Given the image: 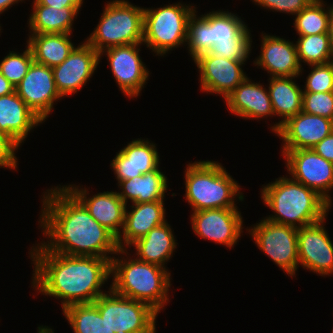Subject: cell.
I'll list each match as a JSON object with an SVG mask.
<instances>
[{
	"mask_svg": "<svg viewBox=\"0 0 333 333\" xmlns=\"http://www.w3.org/2000/svg\"><path fill=\"white\" fill-rule=\"evenodd\" d=\"M59 186L46 190L42 197L43 209L38 222L49 241L41 244L49 251L64 255L111 260L112 254L119 250L117 237L99 224L65 186Z\"/></svg>",
	"mask_w": 333,
	"mask_h": 333,
	"instance_id": "6da1fadb",
	"label": "cell"
},
{
	"mask_svg": "<svg viewBox=\"0 0 333 333\" xmlns=\"http://www.w3.org/2000/svg\"><path fill=\"white\" fill-rule=\"evenodd\" d=\"M32 286L45 296L61 299L62 310L74 304L93 303L107 291L111 260L97 256H69L47 250L41 243L30 249ZM103 285V286H102Z\"/></svg>",
	"mask_w": 333,
	"mask_h": 333,
	"instance_id": "7a4b0ae2",
	"label": "cell"
},
{
	"mask_svg": "<svg viewBox=\"0 0 333 333\" xmlns=\"http://www.w3.org/2000/svg\"><path fill=\"white\" fill-rule=\"evenodd\" d=\"M261 199L275 214L265 219L298 229L322 220L331 208L315 190L287 176L264 185Z\"/></svg>",
	"mask_w": 333,
	"mask_h": 333,
	"instance_id": "3957f363",
	"label": "cell"
},
{
	"mask_svg": "<svg viewBox=\"0 0 333 333\" xmlns=\"http://www.w3.org/2000/svg\"><path fill=\"white\" fill-rule=\"evenodd\" d=\"M118 254H122L123 258L121 255L111 259L113 278L110 288L126 298L149 304L159 313L169 303L168 292L172 278L168 269L137 258L132 259L127 249H119ZM125 254L129 256L125 258Z\"/></svg>",
	"mask_w": 333,
	"mask_h": 333,
	"instance_id": "277c9868",
	"label": "cell"
},
{
	"mask_svg": "<svg viewBox=\"0 0 333 333\" xmlns=\"http://www.w3.org/2000/svg\"><path fill=\"white\" fill-rule=\"evenodd\" d=\"M184 175L186 188L184 197L193 212L238 208L235 204L236 196L240 201L244 200L239 183L217 161L189 163Z\"/></svg>",
	"mask_w": 333,
	"mask_h": 333,
	"instance_id": "5b68a950",
	"label": "cell"
},
{
	"mask_svg": "<svg viewBox=\"0 0 333 333\" xmlns=\"http://www.w3.org/2000/svg\"><path fill=\"white\" fill-rule=\"evenodd\" d=\"M144 8L127 0L106 3L100 21L86 42L98 53L120 45L143 43Z\"/></svg>",
	"mask_w": 333,
	"mask_h": 333,
	"instance_id": "8992f818",
	"label": "cell"
},
{
	"mask_svg": "<svg viewBox=\"0 0 333 333\" xmlns=\"http://www.w3.org/2000/svg\"><path fill=\"white\" fill-rule=\"evenodd\" d=\"M193 5L174 3L159 8H144L143 43L158 56H163L187 43L189 17Z\"/></svg>",
	"mask_w": 333,
	"mask_h": 333,
	"instance_id": "52a82bcc",
	"label": "cell"
},
{
	"mask_svg": "<svg viewBox=\"0 0 333 333\" xmlns=\"http://www.w3.org/2000/svg\"><path fill=\"white\" fill-rule=\"evenodd\" d=\"M93 304L114 333H156L159 313L147 303L126 298L109 288Z\"/></svg>",
	"mask_w": 333,
	"mask_h": 333,
	"instance_id": "ba28073f",
	"label": "cell"
},
{
	"mask_svg": "<svg viewBox=\"0 0 333 333\" xmlns=\"http://www.w3.org/2000/svg\"><path fill=\"white\" fill-rule=\"evenodd\" d=\"M255 245L290 277L296 275L299 266L298 228L260 220L246 229Z\"/></svg>",
	"mask_w": 333,
	"mask_h": 333,
	"instance_id": "9c48e42d",
	"label": "cell"
},
{
	"mask_svg": "<svg viewBox=\"0 0 333 333\" xmlns=\"http://www.w3.org/2000/svg\"><path fill=\"white\" fill-rule=\"evenodd\" d=\"M281 151L291 178L315 190L332 205L330 190L333 189V163L318 155L313 149Z\"/></svg>",
	"mask_w": 333,
	"mask_h": 333,
	"instance_id": "30bf717a",
	"label": "cell"
},
{
	"mask_svg": "<svg viewBox=\"0 0 333 333\" xmlns=\"http://www.w3.org/2000/svg\"><path fill=\"white\" fill-rule=\"evenodd\" d=\"M143 43L120 45L103 50L99 59L106 55L111 72L124 96L136 98L146 85L148 69L139 55ZM106 53V54H105Z\"/></svg>",
	"mask_w": 333,
	"mask_h": 333,
	"instance_id": "8fae6325",
	"label": "cell"
},
{
	"mask_svg": "<svg viewBox=\"0 0 333 333\" xmlns=\"http://www.w3.org/2000/svg\"><path fill=\"white\" fill-rule=\"evenodd\" d=\"M238 208L196 211L191 214V228L200 239L233 248L243 233V219Z\"/></svg>",
	"mask_w": 333,
	"mask_h": 333,
	"instance_id": "7c38bea8",
	"label": "cell"
},
{
	"mask_svg": "<svg viewBox=\"0 0 333 333\" xmlns=\"http://www.w3.org/2000/svg\"><path fill=\"white\" fill-rule=\"evenodd\" d=\"M15 91L43 122L51 114L54 102L62 99L56 88L52 67L34 61Z\"/></svg>",
	"mask_w": 333,
	"mask_h": 333,
	"instance_id": "4fadbf2b",
	"label": "cell"
},
{
	"mask_svg": "<svg viewBox=\"0 0 333 333\" xmlns=\"http://www.w3.org/2000/svg\"><path fill=\"white\" fill-rule=\"evenodd\" d=\"M245 62L219 58L210 52L200 55L194 63L199 71L201 90L222 95L225 100L247 78L242 69Z\"/></svg>",
	"mask_w": 333,
	"mask_h": 333,
	"instance_id": "5bb4252c",
	"label": "cell"
},
{
	"mask_svg": "<svg viewBox=\"0 0 333 333\" xmlns=\"http://www.w3.org/2000/svg\"><path fill=\"white\" fill-rule=\"evenodd\" d=\"M80 44L61 64L52 67L56 88L62 97L81 90L100 63L99 53L91 45L86 41Z\"/></svg>",
	"mask_w": 333,
	"mask_h": 333,
	"instance_id": "9a60e30c",
	"label": "cell"
},
{
	"mask_svg": "<svg viewBox=\"0 0 333 333\" xmlns=\"http://www.w3.org/2000/svg\"><path fill=\"white\" fill-rule=\"evenodd\" d=\"M325 220L298 229L299 264L320 276L333 274V243L324 227Z\"/></svg>",
	"mask_w": 333,
	"mask_h": 333,
	"instance_id": "2e32d148",
	"label": "cell"
},
{
	"mask_svg": "<svg viewBox=\"0 0 333 333\" xmlns=\"http://www.w3.org/2000/svg\"><path fill=\"white\" fill-rule=\"evenodd\" d=\"M333 131V120L303 111L288 118L275 133L282 150L312 149Z\"/></svg>",
	"mask_w": 333,
	"mask_h": 333,
	"instance_id": "e0dca14e",
	"label": "cell"
},
{
	"mask_svg": "<svg viewBox=\"0 0 333 333\" xmlns=\"http://www.w3.org/2000/svg\"><path fill=\"white\" fill-rule=\"evenodd\" d=\"M262 34V49L254 66L266 70L270 77L300 76L303 67L298 60L296 44L278 36Z\"/></svg>",
	"mask_w": 333,
	"mask_h": 333,
	"instance_id": "ac0fdd59",
	"label": "cell"
},
{
	"mask_svg": "<svg viewBox=\"0 0 333 333\" xmlns=\"http://www.w3.org/2000/svg\"><path fill=\"white\" fill-rule=\"evenodd\" d=\"M88 210L90 215L117 238L124 227L125 202L115 191L100 192L88 197V190L75 184L64 185ZM80 187V188H79Z\"/></svg>",
	"mask_w": 333,
	"mask_h": 333,
	"instance_id": "d6986e66",
	"label": "cell"
},
{
	"mask_svg": "<svg viewBox=\"0 0 333 333\" xmlns=\"http://www.w3.org/2000/svg\"><path fill=\"white\" fill-rule=\"evenodd\" d=\"M156 144L146 139L130 141L111 161L116 180L133 179L159 167V154Z\"/></svg>",
	"mask_w": 333,
	"mask_h": 333,
	"instance_id": "ffe728a7",
	"label": "cell"
},
{
	"mask_svg": "<svg viewBox=\"0 0 333 333\" xmlns=\"http://www.w3.org/2000/svg\"><path fill=\"white\" fill-rule=\"evenodd\" d=\"M130 207L129 211L126 205L124 227L117 238L119 249L130 248L131 244L145 236L151 229L167 221L164 200L133 203Z\"/></svg>",
	"mask_w": 333,
	"mask_h": 333,
	"instance_id": "44dd1931",
	"label": "cell"
},
{
	"mask_svg": "<svg viewBox=\"0 0 333 333\" xmlns=\"http://www.w3.org/2000/svg\"><path fill=\"white\" fill-rule=\"evenodd\" d=\"M225 103L231 113L244 119L274 116L268 90L248 77L230 93Z\"/></svg>",
	"mask_w": 333,
	"mask_h": 333,
	"instance_id": "7402d4cb",
	"label": "cell"
},
{
	"mask_svg": "<svg viewBox=\"0 0 333 333\" xmlns=\"http://www.w3.org/2000/svg\"><path fill=\"white\" fill-rule=\"evenodd\" d=\"M43 121L15 92L0 97V133L7 135L19 147L34 127Z\"/></svg>",
	"mask_w": 333,
	"mask_h": 333,
	"instance_id": "603a6c76",
	"label": "cell"
},
{
	"mask_svg": "<svg viewBox=\"0 0 333 333\" xmlns=\"http://www.w3.org/2000/svg\"><path fill=\"white\" fill-rule=\"evenodd\" d=\"M295 78L291 77H270L268 93L272 102L274 116H279L281 121L271 125V130L276 133L281 124L288 118L295 116L302 111L303 89L296 84Z\"/></svg>",
	"mask_w": 333,
	"mask_h": 333,
	"instance_id": "cb8c5ba5",
	"label": "cell"
},
{
	"mask_svg": "<svg viewBox=\"0 0 333 333\" xmlns=\"http://www.w3.org/2000/svg\"><path fill=\"white\" fill-rule=\"evenodd\" d=\"M174 237L171 226L166 221L151 229L130 247H135L137 259L166 268L165 263L171 259L177 248L178 243Z\"/></svg>",
	"mask_w": 333,
	"mask_h": 333,
	"instance_id": "d4e9b609",
	"label": "cell"
},
{
	"mask_svg": "<svg viewBox=\"0 0 333 333\" xmlns=\"http://www.w3.org/2000/svg\"><path fill=\"white\" fill-rule=\"evenodd\" d=\"M167 176L158 167L156 170L136 176L133 179L123 180L118 183V196L127 205L131 203H145L163 200L167 191Z\"/></svg>",
	"mask_w": 333,
	"mask_h": 333,
	"instance_id": "484cf974",
	"label": "cell"
},
{
	"mask_svg": "<svg viewBox=\"0 0 333 333\" xmlns=\"http://www.w3.org/2000/svg\"><path fill=\"white\" fill-rule=\"evenodd\" d=\"M32 14L28 19L30 34L61 33L72 34L74 19L81 7H55L32 3Z\"/></svg>",
	"mask_w": 333,
	"mask_h": 333,
	"instance_id": "4316f807",
	"label": "cell"
},
{
	"mask_svg": "<svg viewBox=\"0 0 333 333\" xmlns=\"http://www.w3.org/2000/svg\"><path fill=\"white\" fill-rule=\"evenodd\" d=\"M70 36L61 33L30 34L27 45L32 51L34 62L48 67L61 64L76 47Z\"/></svg>",
	"mask_w": 333,
	"mask_h": 333,
	"instance_id": "83f0119b",
	"label": "cell"
},
{
	"mask_svg": "<svg viewBox=\"0 0 333 333\" xmlns=\"http://www.w3.org/2000/svg\"><path fill=\"white\" fill-rule=\"evenodd\" d=\"M236 15L223 10L201 15L210 24L213 46L218 42L232 41V38H252L248 26Z\"/></svg>",
	"mask_w": 333,
	"mask_h": 333,
	"instance_id": "f1b7e54d",
	"label": "cell"
},
{
	"mask_svg": "<svg viewBox=\"0 0 333 333\" xmlns=\"http://www.w3.org/2000/svg\"><path fill=\"white\" fill-rule=\"evenodd\" d=\"M74 333H114L93 304H74L62 310Z\"/></svg>",
	"mask_w": 333,
	"mask_h": 333,
	"instance_id": "f546056e",
	"label": "cell"
},
{
	"mask_svg": "<svg viewBox=\"0 0 333 333\" xmlns=\"http://www.w3.org/2000/svg\"><path fill=\"white\" fill-rule=\"evenodd\" d=\"M323 0H313L301 12L297 13L294 28L297 35L308 36L328 33L330 6L326 7Z\"/></svg>",
	"mask_w": 333,
	"mask_h": 333,
	"instance_id": "4dcf8cb0",
	"label": "cell"
},
{
	"mask_svg": "<svg viewBox=\"0 0 333 333\" xmlns=\"http://www.w3.org/2000/svg\"><path fill=\"white\" fill-rule=\"evenodd\" d=\"M297 40L295 44L301 66L302 63L312 65L333 61V47L328 33L299 36Z\"/></svg>",
	"mask_w": 333,
	"mask_h": 333,
	"instance_id": "1f68e13d",
	"label": "cell"
},
{
	"mask_svg": "<svg viewBox=\"0 0 333 333\" xmlns=\"http://www.w3.org/2000/svg\"><path fill=\"white\" fill-rule=\"evenodd\" d=\"M196 14L195 10L189 17L186 43L193 61L200 55L209 53L213 47L210 24L202 16L198 17Z\"/></svg>",
	"mask_w": 333,
	"mask_h": 333,
	"instance_id": "d6a6232c",
	"label": "cell"
},
{
	"mask_svg": "<svg viewBox=\"0 0 333 333\" xmlns=\"http://www.w3.org/2000/svg\"><path fill=\"white\" fill-rule=\"evenodd\" d=\"M34 61L33 54L28 45L23 53L10 51L0 61V73L15 87L27 74L28 68Z\"/></svg>",
	"mask_w": 333,
	"mask_h": 333,
	"instance_id": "836d02e7",
	"label": "cell"
},
{
	"mask_svg": "<svg viewBox=\"0 0 333 333\" xmlns=\"http://www.w3.org/2000/svg\"><path fill=\"white\" fill-rule=\"evenodd\" d=\"M303 93L333 92V61L326 64H312Z\"/></svg>",
	"mask_w": 333,
	"mask_h": 333,
	"instance_id": "e575fe53",
	"label": "cell"
},
{
	"mask_svg": "<svg viewBox=\"0 0 333 333\" xmlns=\"http://www.w3.org/2000/svg\"><path fill=\"white\" fill-rule=\"evenodd\" d=\"M251 38H232V41L218 42L210 53L219 58L247 61L251 53Z\"/></svg>",
	"mask_w": 333,
	"mask_h": 333,
	"instance_id": "d590c367",
	"label": "cell"
},
{
	"mask_svg": "<svg viewBox=\"0 0 333 333\" xmlns=\"http://www.w3.org/2000/svg\"><path fill=\"white\" fill-rule=\"evenodd\" d=\"M302 111L333 120V92L303 93Z\"/></svg>",
	"mask_w": 333,
	"mask_h": 333,
	"instance_id": "8d00e7d4",
	"label": "cell"
},
{
	"mask_svg": "<svg viewBox=\"0 0 333 333\" xmlns=\"http://www.w3.org/2000/svg\"><path fill=\"white\" fill-rule=\"evenodd\" d=\"M267 10L296 15L307 7L313 0H252Z\"/></svg>",
	"mask_w": 333,
	"mask_h": 333,
	"instance_id": "74e56055",
	"label": "cell"
},
{
	"mask_svg": "<svg viewBox=\"0 0 333 333\" xmlns=\"http://www.w3.org/2000/svg\"><path fill=\"white\" fill-rule=\"evenodd\" d=\"M19 146L7 135L0 133V168L16 169L18 160L16 150Z\"/></svg>",
	"mask_w": 333,
	"mask_h": 333,
	"instance_id": "f35d334b",
	"label": "cell"
},
{
	"mask_svg": "<svg viewBox=\"0 0 333 333\" xmlns=\"http://www.w3.org/2000/svg\"><path fill=\"white\" fill-rule=\"evenodd\" d=\"M312 149L318 155L333 163V131Z\"/></svg>",
	"mask_w": 333,
	"mask_h": 333,
	"instance_id": "ab89813d",
	"label": "cell"
},
{
	"mask_svg": "<svg viewBox=\"0 0 333 333\" xmlns=\"http://www.w3.org/2000/svg\"><path fill=\"white\" fill-rule=\"evenodd\" d=\"M84 0H34L41 5L62 9L65 7H81Z\"/></svg>",
	"mask_w": 333,
	"mask_h": 333,
	"instance_id": "60d3db41",
	"label": "cell"
},
{
	"mask_svg": "<svg viewBox=\"0 0 333 333\" xmlns=\"http://www.w3.org/2000/svg\"><path fill=\"white\" fill-rule=\"evenodd\" d=\"M15 88L16 87L0 73V97L15 92Z\"/></svg>",
	"mask_w": 333,
	"mask_h": 333,
	"instance_id": "b9f144b4",
	"label": "cell"
},
{
	"mask_svg": "<svg viewBox=\"0 0 333 333\" xmlns=\"http://www.w3.org/2000/svg\"><path fill=\"white\" fill-rule=\"evenodd\" d=\"M24 0H0V14L4 13L7 9L11 8L15 3L18 4Z\"/></svg>",
	"mask_w": 333,
	"mask_h": 333,
	"instance_id": "7bdbcfd3",
	"label": "cell"
},
{
	"mask_svg": "<svg viewBox=\"0 0 333 333\" xmlns=\"http://www.w3.org/2000/svg\"><path fill=\"white\" fill-rule=\"evenodd\" d=\"M330 7V17H329V27H328V34L330 37V41L333 47V4Z\"/></svg>",
	"mask_w": 333,
	"mask_h": 333,
	"instance_id": "ee69618b",
	"label": "cell"
},
{
	"mask_svg": "<svg viewBox=\"0 0 333 333\" xmlns=\"http://www.w3.org/2000/svg\"><path fill=\"white\" fill-rule=\"evenodd\" d=\"M55 330L51 329L48 326H39L38 327V333H54Z\"/></svg>",
	"mask_w": 333,
	"mask_h": 333,
	"instance_id": "f6af8a7d",
	"label": "cell"
}]
</instances>
